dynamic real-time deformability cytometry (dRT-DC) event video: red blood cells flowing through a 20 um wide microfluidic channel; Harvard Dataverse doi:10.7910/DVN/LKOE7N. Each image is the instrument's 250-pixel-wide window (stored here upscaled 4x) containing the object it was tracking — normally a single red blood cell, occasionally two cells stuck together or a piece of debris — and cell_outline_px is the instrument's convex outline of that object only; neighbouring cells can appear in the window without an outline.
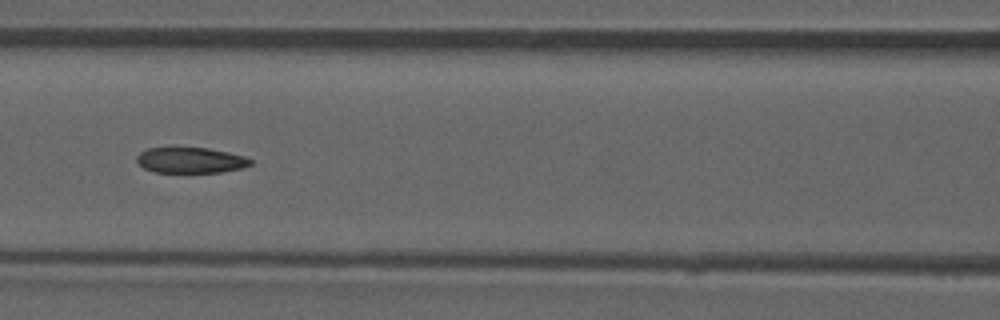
{"species": "common noctule bat (a hibernating species)", "species_latin": "Nyctalus noctula", "temperature_condition": "room temperature", "stored_images_in_passage": 52, "camera_frame_rate_fps": 3000, "um_per_image_px": 0.085, "animal": {"sex": "male", "forearm_length_mm": 52.5}, "frame": {"image": 1, "passage_image": 23, "time_ms": 7.333, "image_size_px": [1000, 320], "cell_outline_px": [[252, 164], [240, 168], [220, 172], [156, 172], [144, 168], [136, 160], [136, 156], [140, 152], [148, 148], [208, 148], [228, 152], [244, 156], [252, 160]], "centroid_in_image_um": [16.19, 13.61], "position_along_channel_um": 150.4, "area_um2": 16.82}, "authors_computed_cell_mechanics": {"area_um2": 18.5827, "velocity_mm_per_s": 3.9125, "shape_relaxation_time_tau1_ms": null, "shape_relaxation_time_tau2_ms": 2.6711, "deformation_change_tau1": null, "deformation_change_tau2": 0.0698}}